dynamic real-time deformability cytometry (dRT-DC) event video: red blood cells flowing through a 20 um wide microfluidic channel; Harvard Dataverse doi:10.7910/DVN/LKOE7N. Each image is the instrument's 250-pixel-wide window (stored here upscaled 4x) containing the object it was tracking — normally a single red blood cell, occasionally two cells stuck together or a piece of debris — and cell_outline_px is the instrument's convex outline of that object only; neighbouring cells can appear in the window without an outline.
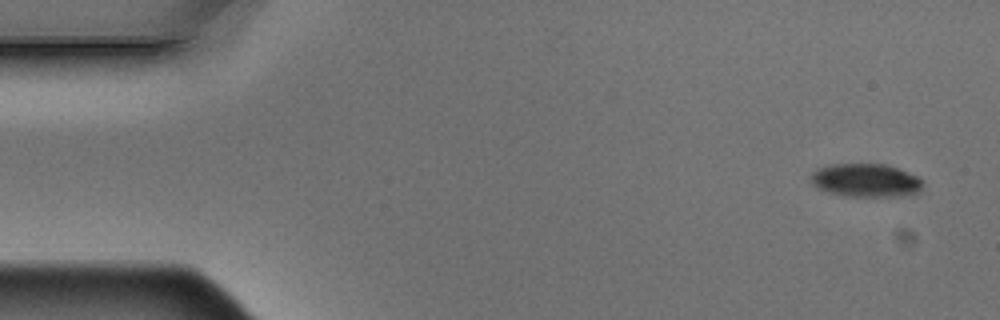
{"species": "Egyptian fruit bat (a non-hibernating species)", "species_latin": "Rousettus aegyptiacus", "temperature_condition": "warm", "stored_images_in_passage": 4, "camera_frame_rate_fps": 3000, "um_per_image_px": 0.085, "animal": {"sex": "male"}, "frame": {"image": 1, "passage_image": 1, "time_ms": 0.0, "image_size_px": [1000, 320], "cell_outline_px": [[924, 184], [920, 192], [912, 196], [844, 196], [820, 188], [812, 184], [812, 172], [816, 168], [832, 164], [888, 164], [916, 176]], "centroid_in_image_um": [73.64, 15.33], "position_along_channel_um": 11.4, "area_um2": 21.73}}
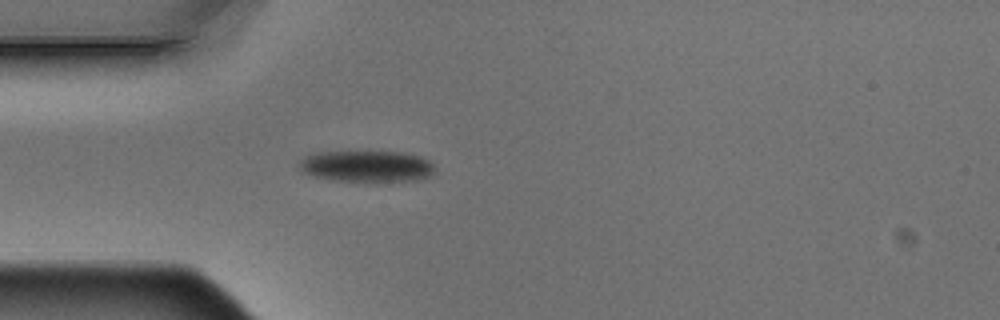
{"frame": {"image": 2, "passage_image": 4, "time_ms": 1.0, "image_size_px": [1000, 320], "cell_outline_px": [[436, 172], [432, 176], [420, 180], [380, 184], [332, 180], [312, 176], [300, 172], [300, 160], [304, 156], [316, 152], [404, 152], [420, 156], [432, 160], [436, 168]], "centroid_in_image_um": [31.26, 14.18], "position_along_channel_um": 53.7, "area_um2": 26.18}}